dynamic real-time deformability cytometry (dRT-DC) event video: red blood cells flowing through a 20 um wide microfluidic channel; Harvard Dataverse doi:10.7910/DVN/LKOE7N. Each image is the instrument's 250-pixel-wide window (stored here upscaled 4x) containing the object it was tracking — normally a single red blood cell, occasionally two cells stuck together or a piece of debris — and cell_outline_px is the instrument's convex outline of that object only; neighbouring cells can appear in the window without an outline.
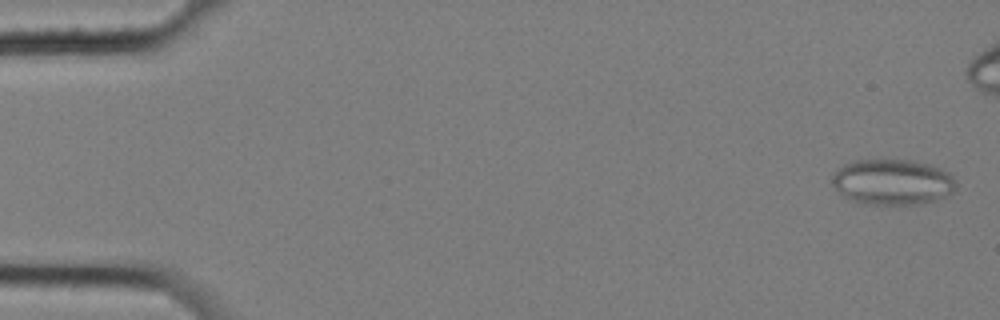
{"species": "common noctule bat (a hibernating species)", "species_latin": "Nyctalus noctula", "temperature_condition": "cold", "stored_images_in_passage": 6, "camera_frame_rate_fps": 3000, "um_per_image_px": 0.085, "animal": {"sex": "female", "body_mass_g": 25.1}, "frame": {"image": 1, "passage_image": 1, "time_ms": 0.0, "image_size_px": [1000, 320], "cell_outline_px": [[956, 188], [948, 196], [924, 204], [864, 204], [852, 200], [844, 196], [832, 184], [832, 176], [844, 164], [856, 160], [912, 160], [928, 164], [940, 168], [948, 172], [952, 176], [956, 184]], "centroid_in_image_um": [75.89, 15.48], "position_along_channel_um": 9.1, "area_um2": 32.95}}